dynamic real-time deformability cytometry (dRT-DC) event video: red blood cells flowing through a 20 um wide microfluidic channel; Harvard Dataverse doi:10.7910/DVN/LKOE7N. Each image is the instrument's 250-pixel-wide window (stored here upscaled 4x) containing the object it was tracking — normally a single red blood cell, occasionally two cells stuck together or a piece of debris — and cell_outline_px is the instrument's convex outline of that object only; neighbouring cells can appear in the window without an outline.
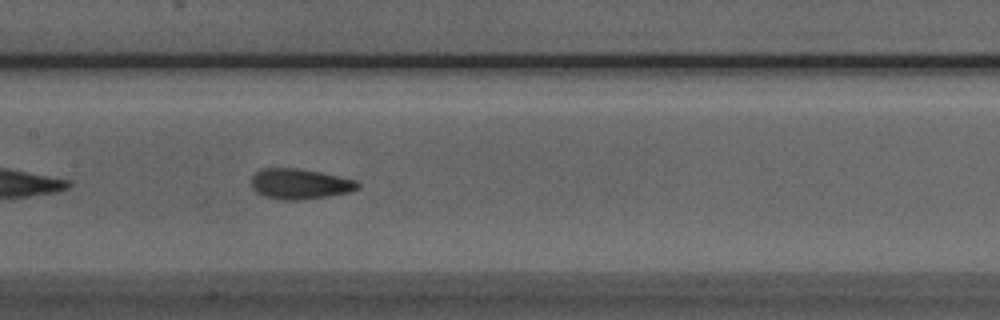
{"species": "Egyptian fruit bat (a non-hibernating species)", "species_latin": "Rousettus aegyptiacus", "temperature_condition": "room temperature", "stored_images_in_passage": 25, "camera_frame_rate_fps": 3000, "um_per_image_px": 0.085, "animal": {"sex": "male"}, "frame": {"image": 1, "passage_image": 11, "time_ms": 3.333, "image_size_px": [1000, 320], "cell_outline_px": [[360, 188], [348, 192], [328, 196], [304, 200], [276, 200], [264, 196], [256, 192], [252, 188], [252, 176], [256, 172], [264, 168], [296, 168], [320, 172], [356, 180], [360, 184]], "centroid_in_image_um": [25.48, 15.64], "position_along_channel_um": 181.9, "area_um2": 18.96}}
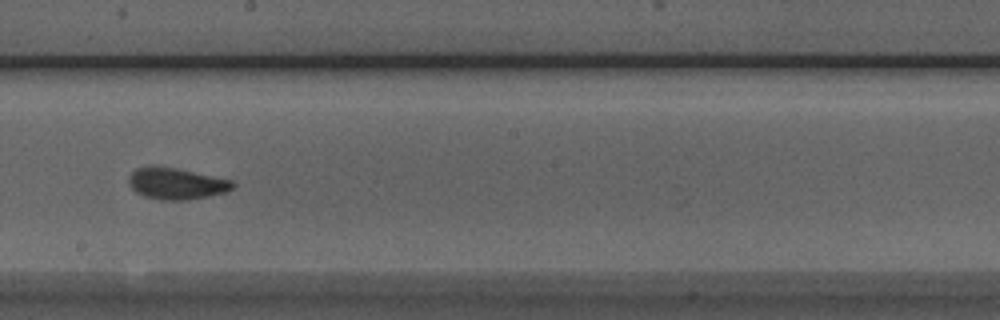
{"frame": {"image": 2, "passage_image": 15, "time_ms": 4.667, "image_size_px": [1000, 320], "cell_outline_px": [[236, 184], [232, 188], [224, 192], [208, 196], [184, 200], [160, 200], [144, 196], [136, 192], [128, 184], [128, 176], [136, 168], [148, 164], [152, 164], [176, 168], [232, 180]], "centroid_in_image_um": [14.92, 15.58], "position_along_channel_um": 233.3, "area_um2": 19.25}, "authors_computed_cell_mechanics": {"area_um2": 18.9584, "velocity_mm_per_s": 3.8761, "shape_relaxation_time_tau1_ms": 1.7565, "shape_relaxation_time_tau2_ms": 1.6359, "deformation_change_tau1": 0.0653, "deformation_change_tau2": 0.0779}}